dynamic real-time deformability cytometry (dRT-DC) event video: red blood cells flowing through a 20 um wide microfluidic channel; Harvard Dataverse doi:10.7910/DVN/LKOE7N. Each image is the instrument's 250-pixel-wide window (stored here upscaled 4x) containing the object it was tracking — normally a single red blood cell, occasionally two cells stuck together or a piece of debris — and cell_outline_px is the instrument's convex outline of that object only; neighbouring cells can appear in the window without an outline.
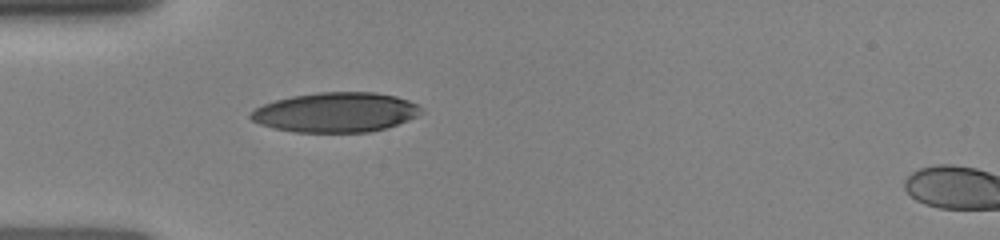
{"species": "human", "species_latin": "Homo sapiens", "temperature_condition": "room temperature", "stored_images_in_passage": 8, "segment_of_instrument_passage": [1, 2], "camera_frame_rate_fps": 3000, "um_per_image_px": 0.085, "donor": {"sex": "female"}, "frame": {"image": 1, "passage_image": 7, "time_ms": 4.0, "image_size_px": [1000, 240], "cell_outline_px": [[424, 112], [408, 120], [384, 128], [368, 132], [296, 132], [276, 128], [260, 124], [252, 120], [248, 116], [256, 108], [264, 104], [276, 100], [292, 96], [320, 92], [376, 92], [396, 96], [408, 100], [424, 108]], "centroid_in_image_um": [28.57, 9.54], "position_along_channel_um": 56.4, "area_um2": 39.3}}